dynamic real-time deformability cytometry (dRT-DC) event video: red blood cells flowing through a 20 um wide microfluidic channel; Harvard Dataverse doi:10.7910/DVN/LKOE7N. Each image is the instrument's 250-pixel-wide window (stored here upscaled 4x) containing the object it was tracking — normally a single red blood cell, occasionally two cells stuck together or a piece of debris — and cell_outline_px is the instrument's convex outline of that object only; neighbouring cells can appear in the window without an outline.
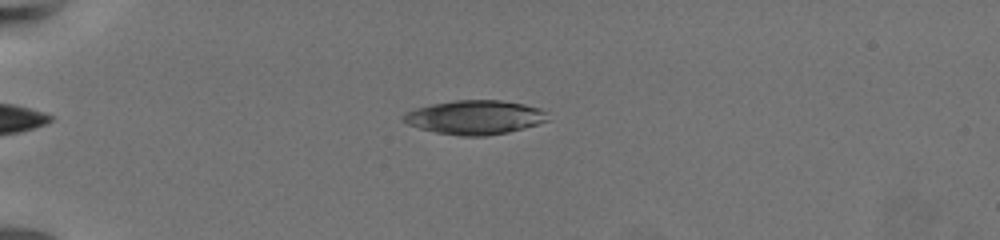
{"species": "common noctule bat (a hibernating species)", "species_latin": "Nyctalus noctula", "temperature_condition": "warm", "stored_images_in_passage": 48, "segment_of_instrument_passage": [1, 2], "camera_frame_rate_fps": 3000, "um_per_image_px": 0.085, "animal": {"sex": "female", "body_mass_g": 19.5, "forearm_length_mm": 54.1}, "frame": {"image": 1, "passage_image": 1, "time_ms": 0.0, "image_size_px": [1000, 240], "cell_outline_px": [[548, 120], [524, 128], [508, 132], [488, 136], [460, 136], [436, 132], [420, 128], [408, 124], [404, 120], [404, 116], [408, 112], [432, 104], [456, 100], [500, 100], [524, 104], [540, 108], [544, 112]], "centroid_in_image_um": [40.4, 9.98], "position_along_channel_um": 44.6, "area_um2": 28.15}}
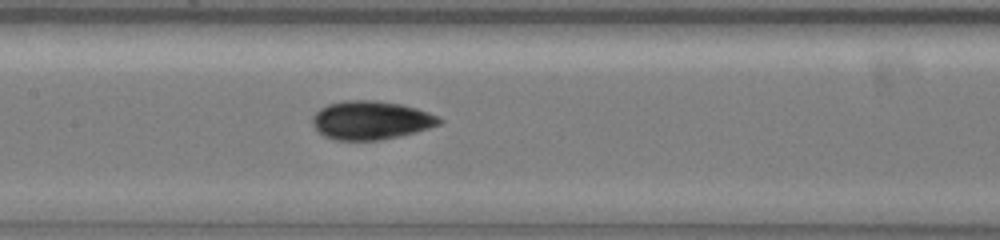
{"frame": {"image": 2, "passage_image": 17, "time_ms": 5.333, "image_size_px": [1000, 240], "cell_outline_px": [[444, 120], [440, 124], [416, 132], [400, 136], [380, 140], [336, 140], [324, 136], [312, 124], [312, 120], [316, 112], [320, 108], [328, 104], [344, 100], [376, 100], [400, 104], [416, 108], [428, 112]], "centroid_in_image_um": [31.53, 10.22], "position_along_channel_um": 175.9, "area_um2": 28.44}}
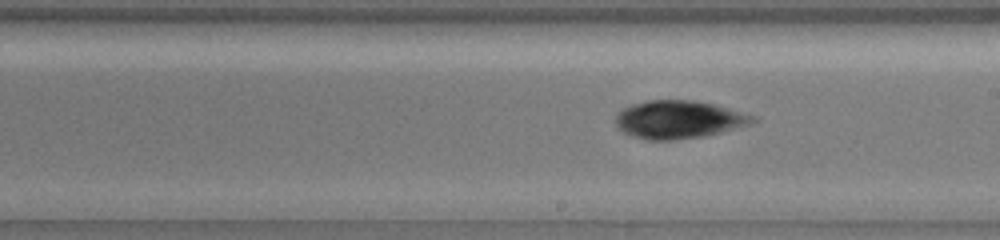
{"frame": {"image": 3, "passage_image": 22, "time_ms": 7.0, "image_size_px": [1000, 240], "cell_outline_px": [[756, 120], [720, 132], [704, 136], [672, 140], [644, 140], [632, 136], [624, 132], [616, 124], [616, 116], [624, 108], [632, 104], [648, 100], [692, 100], [712, 104], [752, 116]], "centroid_in_image_um": [57.58, 10.16], "position_along_channel_um": 231.4, "area_um2": 29.48}}